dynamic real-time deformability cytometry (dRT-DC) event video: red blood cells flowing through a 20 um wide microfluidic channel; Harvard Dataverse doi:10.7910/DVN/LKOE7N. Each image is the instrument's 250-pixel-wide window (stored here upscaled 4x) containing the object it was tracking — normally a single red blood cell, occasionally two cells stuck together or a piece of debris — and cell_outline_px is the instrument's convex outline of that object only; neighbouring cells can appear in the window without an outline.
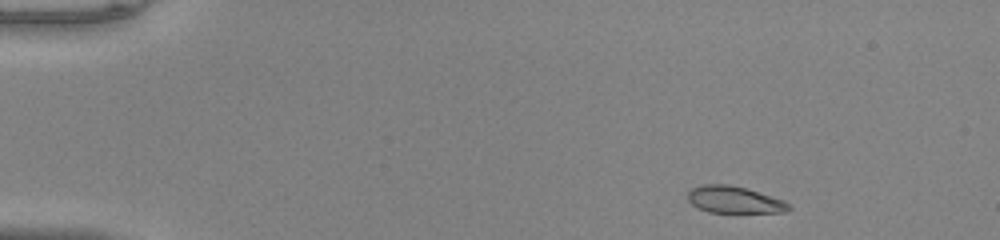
{"species": "common noctule bat (a hibernating species)", "species_latin": "Nyctalus noctula", "temperature_condition": "warm", "stored_images_in_passage": 45, "camera_frame_rate_fps": 3000, "um_per_image_px": 0.085, "animal": {"sex": "male", "body_mass_g": 20.0, "forearm_length_mm": 53.3}, "frame": {"image": 1, "passage_image": 1, "time_ms": 0.0, "image_size_px": [1000, 240], "cell_outline_px": [[792, 208], [784, 212], [708, 212], [692, 204], [688, 200], [688, 192], [692, 188], [704, 184], [728, 184], [744, 188], [784, 200]], "centroid_in_image_um": [62.4, 16.97], "position_along_channel_um": 22.6, "area_um2": 15.55}}
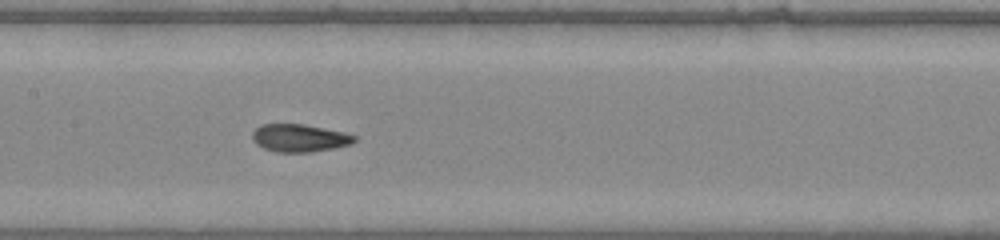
{"frame": {"image": 2, "passage_image": 20, "time_ms": 6.333, "image_size_px": [1000, 240], "cell_outline_px": [[356, 140], [352, 144], [336, 148], [312, 152], [276, 152], [264, 148], [256, 144], [252, 140], [252, 132], [260, 124], [304, 124], [344, 132], [356, 136]], "centroid_in_image_um": [25.46, 11.73], "position_along_channel_um": 181.9, "area_um2": 16.65}}
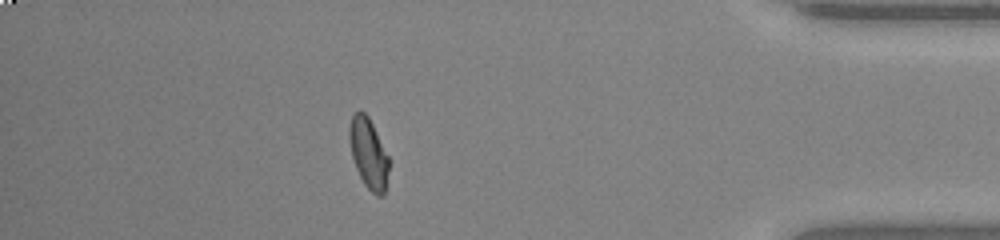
{"frame": {"image": 3, "passage_image": 39, "time_ms": 12.667, "image_size_px": [1000, 240], "cell_outline_px": [[388, 168], [384, 196], [376, 196], [364, 184], [356, 168], [352, 156], [348, 136], [348, 132], [352, 116], [356, 112], [364, 112], [368, 116], [388, 156]], "centroid_in_image_um": [31.31, 13.05], "position_along_channel_um": 403.9, "area_um2": 15.84}, "authors_computed_cell_mechanics": {"area_um2": 16.5308, "velocity_mm_per_s": 4.1053, "shape_relaxation_time_tau1_ms": 4.6219, "shape_relaxation_time_tau2_ms": 0.8892, "deformation_change_tau1": 0.1864, "deformation_change_tau2": 0.0513}}